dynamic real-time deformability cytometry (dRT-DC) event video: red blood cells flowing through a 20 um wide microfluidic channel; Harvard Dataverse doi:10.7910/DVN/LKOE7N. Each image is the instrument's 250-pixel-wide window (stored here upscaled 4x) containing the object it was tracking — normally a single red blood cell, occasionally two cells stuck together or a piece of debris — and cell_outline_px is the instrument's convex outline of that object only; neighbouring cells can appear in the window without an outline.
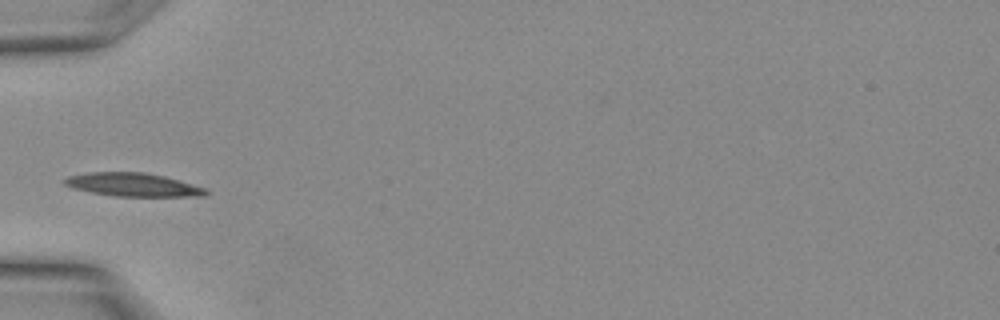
{"species": "Egyptian fruit bat (a non-hibernating species)", "species_latin": "Rousettus aegyptiacus", "temperature_condition": "warm", "stored_images_in_passage": 5, "camera_frame_rate_fps": 3000, "um_per_image_px": 0.085, "animal": {"sex": "female"}, "frame": {"image": 1, "passage_image": 2, "time_ms": 0.333, "image_size_px": [1000, 320], "cell_outline_px": [[208, 192], [204, 196], [116, 196], [92, 192], [72, 188], [64, 184], [60, 180], [68, 176], [88, 172], [144, 172], [164, 176], [208, 188]], "centroid_in_image_um": [11.29, 15.69], "position_along_channel_um": 73.7, "area_um2": 19.31}}
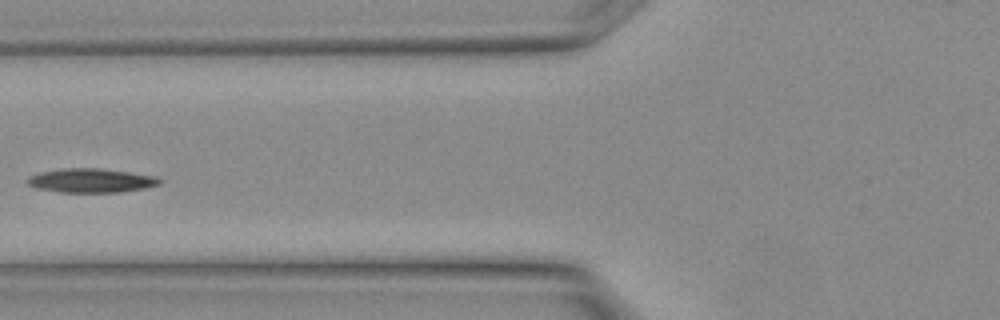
{"frame": {"image": 2, "passage_image": 4, "time_ms": 1.0, "image_size_px": [1000, 320], "cell_outline_px": [[160, 184], [144, 188], [120, 192], [60, 192], [36, 188], [28, 184], [24, 180], [28, 176], [40, 172], [60, 168], [100, 168], [156, 176], [160, 180]], "centroid_in_image_um": [7.68, 15.34], "position_along_channel_um": 118.1, "area_um2": 18.55}}